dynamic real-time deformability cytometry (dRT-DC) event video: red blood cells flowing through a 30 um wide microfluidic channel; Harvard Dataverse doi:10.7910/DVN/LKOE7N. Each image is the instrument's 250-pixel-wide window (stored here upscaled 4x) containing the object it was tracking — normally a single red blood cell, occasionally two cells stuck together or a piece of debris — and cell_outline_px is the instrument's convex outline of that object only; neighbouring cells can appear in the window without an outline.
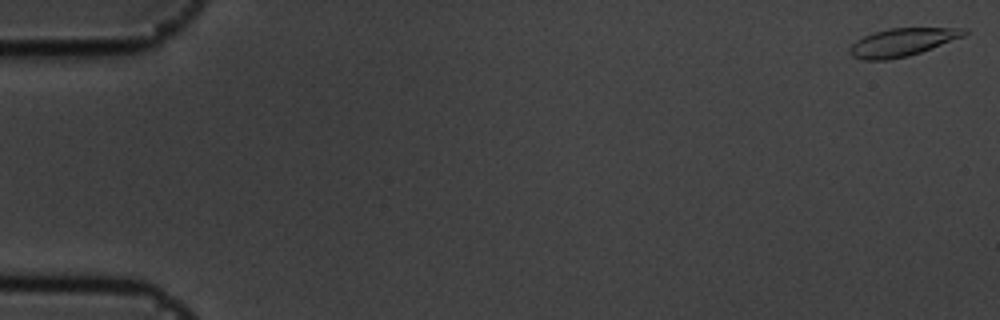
{"species": "common noctule bat (a hibernating species)", "species_latin": "Nyctalus noctula", "temperature_condition": "cold", "stored_images_in_passage": 56, "camera_frame_rate_fps": 3000, "um_per_image_px": 0.085, "animal": {"sex": "male", "body_mass_g": 19.5, "forearm_length_mm": 54.6}, "frame": {"image": 1, "passage_image": 1, "time_ms": 0.0, "image_size_px": [1000, 320], "cell_outline_px": [[968, 32], [964, 36], [920, 52], [908, 56], [884, 60], [864, 60], [852, 56], [848, 52], [848, 48], [856, 40], [864, 36], [888, 28], [968, 28]], "centroid_in_image_um": [76.67, 3.59], "position_along_channel_um": 8.3, "area_um2": 18.5}}
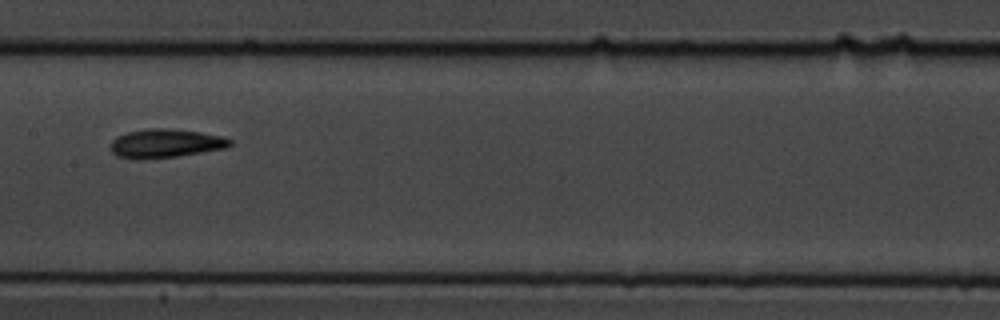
{"frame": {"image": 2, "passage_image": 29, "time_ms": 9.333, "image_size_px": [1000, 320], "cell_outline_px": [[232, 144], [224, 148], [176, 156], [116, 156], [112, 152], [112, 140], [116, 136], [128, 132], [148, 128], [168, 128], [200, 132], [224, 136], [232, 140]], "centroid_in_image_um": [14.14, 12.13], "position_along_channel_um": 193.3, "area_um2": 19.07}}
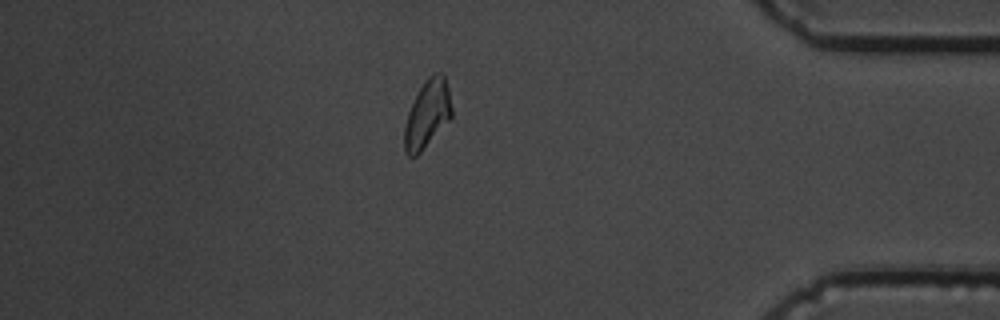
{"frame": {"image": 3, "passage_image": 49, "time_ms": 16.0, "image_size_px": [1000, 320], "cell_outline_px": [[452, 116], [420, 152], [416, 156], [408, 156], [404, 152], [404, 128], [408, 112], [424, 80], [432, 72], [444, 72], [448, 88], [452, 108]], "centroid_in_image_um": [36.32, 9.65], "position_along_channel_um": 398.9, "area_um2": 18.55}, "authors_computed_cell_mechanics": {"area_um2": 18.785, "velocity_mm_per_s": 3.5614, "shape_relaxation_time_tau1_ms": 5.7742, "shape_relaxation_time_tau2_ms": 7.9383, "deformation_change_tau1": 0.1472, "deformation_change_tau2": 0.1563}}